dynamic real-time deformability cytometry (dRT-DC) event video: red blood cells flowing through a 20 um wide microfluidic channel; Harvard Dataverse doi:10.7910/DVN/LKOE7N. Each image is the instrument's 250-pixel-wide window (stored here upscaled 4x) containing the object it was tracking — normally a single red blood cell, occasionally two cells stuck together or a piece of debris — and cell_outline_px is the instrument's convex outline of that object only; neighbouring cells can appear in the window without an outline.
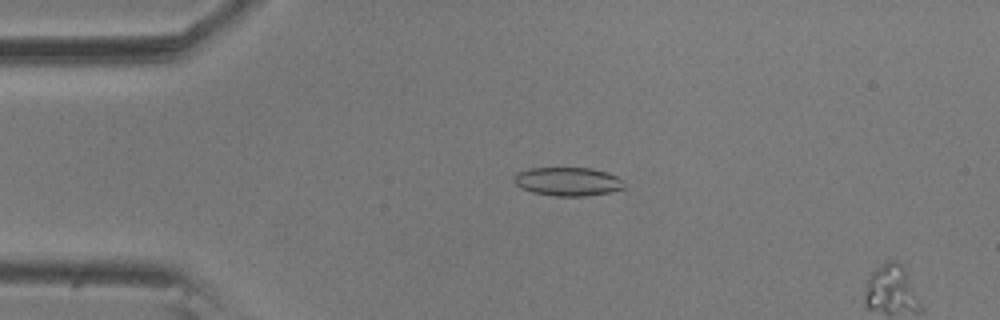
{"species": "common noctule bat (a hibernating species)", "species_latin": "Nyctalus noctula", "temperature_condition": "room temperature", "stored_images_in_passage": 15, "camera_frame_rate_fps": 3000, "um_per_image_px": 0.085, "animal": {"sex": "male", "body_mass_g": 20.5, "forearm_length_mm": 52.5}, "frame": {"image": 1, "passage_image": 13, "time_ms": 4.0, "image_size_px": [1000, 320], "cell_outline_px": [[628, 188], [608, 192], [584, 196], [556, 196], [532, 192], [520, 188], [512, 180], [516, 172], [528, 168], [592, 168], [608, 172], [624, 180]], "centroid_in_image_um": [48.28, 15.42], "position_along_channel_um": 36.7, "area_um2": 18.67}}